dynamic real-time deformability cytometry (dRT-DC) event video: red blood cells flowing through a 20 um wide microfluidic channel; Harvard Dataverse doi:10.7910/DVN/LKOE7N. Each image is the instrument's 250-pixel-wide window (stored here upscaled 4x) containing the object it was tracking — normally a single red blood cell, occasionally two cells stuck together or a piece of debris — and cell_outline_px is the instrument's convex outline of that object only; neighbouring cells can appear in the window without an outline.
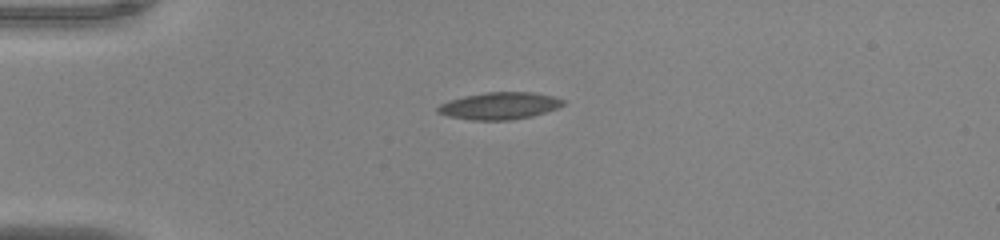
{"species": "common noctule bat (a hibernating species)", "species_latin": "Nyctalus noctula", "temperature_condition": "warm", "stored_images_in_passage": 41, "camera_frame_rate_fps": 3000, "um_per_image_px": 0.085, "animal": {"sex": "male", "body_mass_g": 20.0, "forearm_length_mm": 53.3}, "frame": {"image": 1, "passage_image": 1, "time_ms": 0.0, "image_size_px": [1000, 240], "cell_outline_px": [[564, 104], [556, 108], [532, 116], [508, 120], [472, 120], [448, 116], [436, 112], [436, 108], [440, 104], [448, 100], [464, 96], [488, 92], [532, 92], [552, 96], [564, 100]], "centroid_in_image_um": [42.41, 8.99], "position_along_channel_um": 42.6, "area_um2": 19.65}}
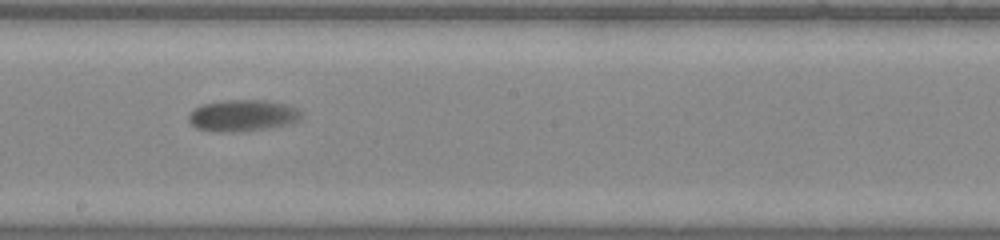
{"frame": {"image": 2, "passage_image": 18, "time_ms": 5.667, "image_size_px": [1000, 240], "cell_outline_px": [[304, 112], [300, 120], [292, 124], [264, 128], [232, 132], [220, 132], [196, 128], [188, 120], [188, 116], [196, 108], [204, 104], [224, 100], [264, 100], [288, 104]], "centroid_in_image_um": [20.69, 9.81], "position_along_channel_um": 227.5, "area_um2": 20.69}}
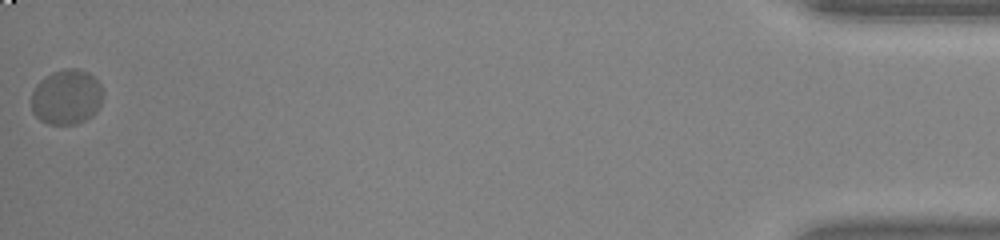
{"frame": {"image": 3, "passage_image": 41, "time_ms": 13.333, "image_size_px": [1000, 240], "cell_outline_px": [[104, 96], [96, 112], [92, 116], [76, 124], [48, 124], [40, 120], [32, 112], [32, 92], [36, 84], [44, 76], [52, 72], [64, 68], [76, 68], [88, 72], [100, 84], [104, 92]], "centroid_in_image_um": [5.66, 8.23], "position_along_channel_um": 429.5, "area_um2": 23.24}, "authors_computed_cell_mechanics": {"area_um2": 20.6924, "velocity_mm_per_s": 3.8437, "shape_relaxation_time_tau1_ms": 3.4392, "shape_relaxation_time_tau2_ms": null, "deformation_change_tau1": 0.1204, "deformation_change_tau2": null}}